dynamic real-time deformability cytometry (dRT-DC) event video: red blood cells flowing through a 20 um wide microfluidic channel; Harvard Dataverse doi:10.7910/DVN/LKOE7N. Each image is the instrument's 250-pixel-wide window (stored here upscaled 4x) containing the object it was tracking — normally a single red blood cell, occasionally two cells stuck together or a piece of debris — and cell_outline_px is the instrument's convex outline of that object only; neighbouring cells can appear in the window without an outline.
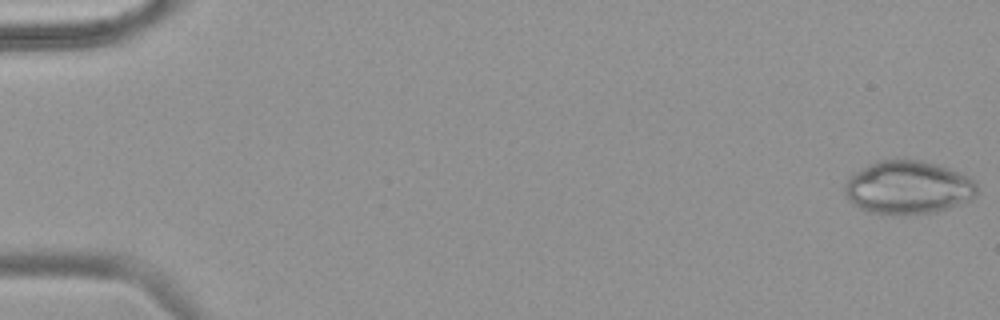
{"species": "common noctule bat (a hibernating species)", "species_latin": "Nyctalus noctula", "temperature_condition": "warm", "stored_images_in_passage": 54, "camera_frame_rate_fps": 3000, "um_per_image_px": 0.085, "animal": {"sex": "female", "body_mass_g": 18.4}, "frame": {"image": 1, "passage_image": 1, "time_ms": 0.0, "image_size_px": [1000, 320], "cell_outline_px": [[976, 192], [972, 200], [936, 212], [864, 212], [852, 204], [848, 200], [844, 192], [844, 184], [848, 176], [868, 164], [876, 160], [924, 160], [960, 172], [968, 176], [976, 184]], "centroid_in_image_um": [77.15, 15.9], "position_along_channel_um": 7.9, "area_um2": 40.81}}
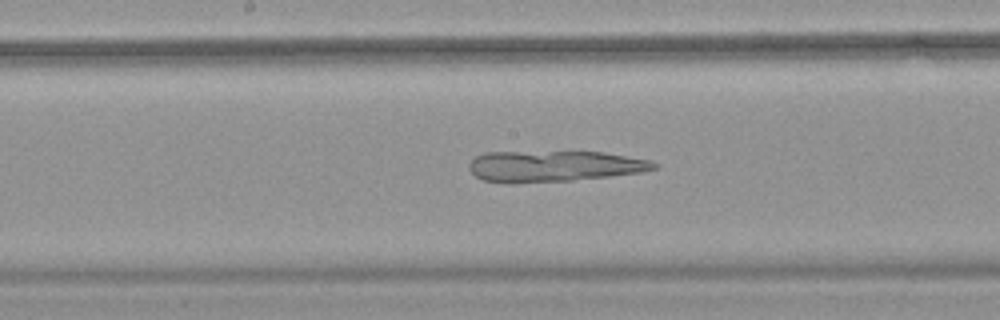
{"frame": {"image": 2, "passage_image": 29, "time_ms": 9.333, "image_size_px": [1000, 320], "cell_outline_px": [[660, 164], [656, 168], [640, 172], [608, 176], [572, 180], [512, 184], [480, 180], [468, 168], [468, 164], [476, 156], [484, 152], [604, 152], [652, 160]], "centroid_in_image_um": [47.06, 14.13], "position_along_channel_um": 201.1, "area_um2": 33.64}}
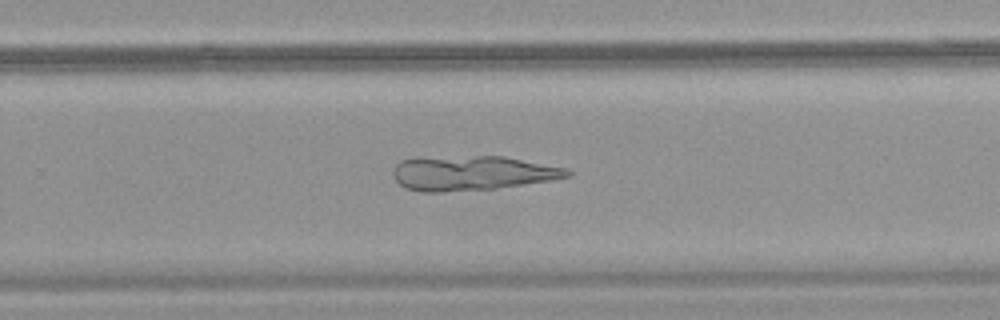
{"frame": {"image": 3, "passage_image": 36, "time_ms": 11.667, "image_size_px": [1000, 320], "cell_outline_px": [[572, 176], [548, 180], [492, 188], [440, 192], [424, 192], [404, 188], [392, 176], [392, 172], [396, 164], [400, 160], [416, 156], [504, 156], [568, 168], [572, 172]], "centroid_in_image_um": [40.05, 14.68], "position_along_channel_um": 289.7, "area_um2": 35.32}}